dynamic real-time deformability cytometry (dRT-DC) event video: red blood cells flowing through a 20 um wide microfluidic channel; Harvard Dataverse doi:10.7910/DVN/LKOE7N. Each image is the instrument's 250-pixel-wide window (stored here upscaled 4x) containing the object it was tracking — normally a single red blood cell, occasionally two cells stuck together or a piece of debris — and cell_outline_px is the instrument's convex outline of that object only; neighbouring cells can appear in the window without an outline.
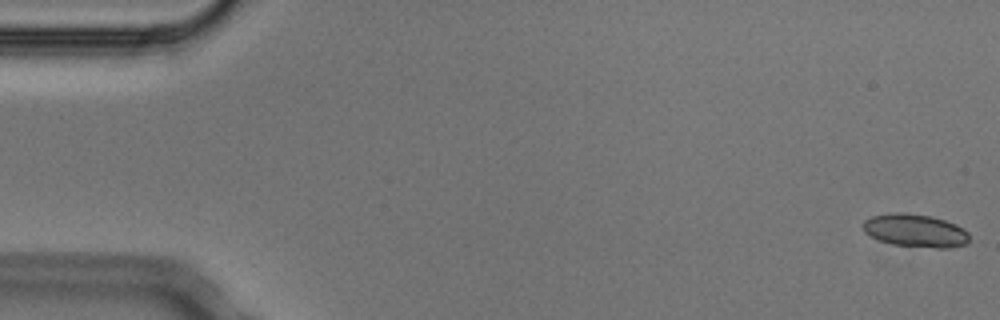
{"species": "Egyptian fruit bat (a non-hibernating species)", "species_latin": "Rousettus aegyptiacus", "temperature_condition": "cold", "stored_images_in_passage": 5, "camera_frame_rate_fps": 3000, "um_per_image_px": 0.085, "animal": {"sex": "male"}, "frame": {"image": 1, "passage_image": 1, "time_ms": 0.0, "image_size_px": [1000, 320], "cell_outline_px": [[968, 244], [952, 248], [936, 248], [892, 244], [880, 240], [864, 232], [864, 220], [872, 216], [896, 212], [904, 212], [932, 216], [956, 224], [964, 228], [968, 232]], "centroid_in_image_um": [77.85, 19.6], "position_along_channel_um": 7.2, "area_um2": 20.46}}
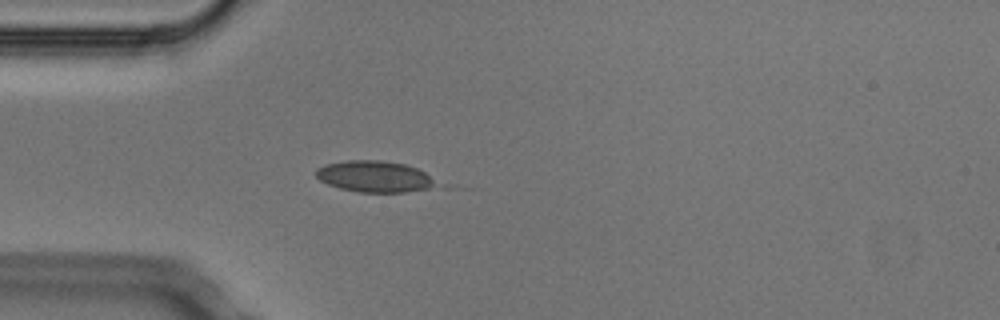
{"frame": {"image": 2, "passage_image": 5, "time_ms": 1.333, "image_size_px": [1000, 320], "cell_outline_px": [[468, 188], [404, 192], [356, 192], [340, 188], [328, 184], [320, 180], [316, 176], [316, 168], [324, 164], [348, 160], [380, 160], [404, 164], [416, 168]], "centroid_in_image_um": [32.35, 15.06], "position_along_channel_um": 52.6, "area_um2": 24.16}}